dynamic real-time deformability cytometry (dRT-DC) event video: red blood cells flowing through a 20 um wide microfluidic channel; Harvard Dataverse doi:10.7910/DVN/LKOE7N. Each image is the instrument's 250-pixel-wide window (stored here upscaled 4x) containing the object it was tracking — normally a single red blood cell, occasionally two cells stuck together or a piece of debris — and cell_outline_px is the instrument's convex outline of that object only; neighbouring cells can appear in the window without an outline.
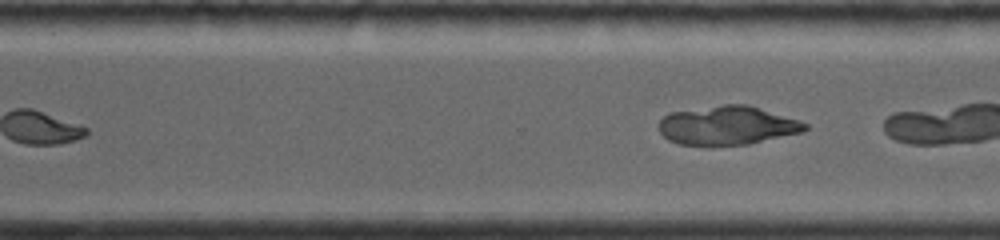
{"species": "common noctule bat (a hibernating species)", "species_latin": "Nyctalus noctula", "temperature_condition": "room temperature", "stored_images_in_passage": 18, "segment_of_instrument_passage": [2, 2], "camera_frame_rate_fps": 4000, "um_per_image_px": 0.085, "animal": {"sex": "female", "body_mass_g": 19.0, "forearm_length_mm": 56.7}, "frame": {"image": 1, "passage_image": 18, "time_ms": 9.0, "image_size_px": [1000, 240], "cell_outline_px": [[808, 128], [800, 132], [748, 144], [680, 144], [668, 140], [660, 132], [660, 120], [668, 112], [724, 104], [748, 104], [808, 124]], "centroid_in_image_um": [61.78, 10.64], "position_along_channel_um": 308.8, "area_um2": 32.43}}